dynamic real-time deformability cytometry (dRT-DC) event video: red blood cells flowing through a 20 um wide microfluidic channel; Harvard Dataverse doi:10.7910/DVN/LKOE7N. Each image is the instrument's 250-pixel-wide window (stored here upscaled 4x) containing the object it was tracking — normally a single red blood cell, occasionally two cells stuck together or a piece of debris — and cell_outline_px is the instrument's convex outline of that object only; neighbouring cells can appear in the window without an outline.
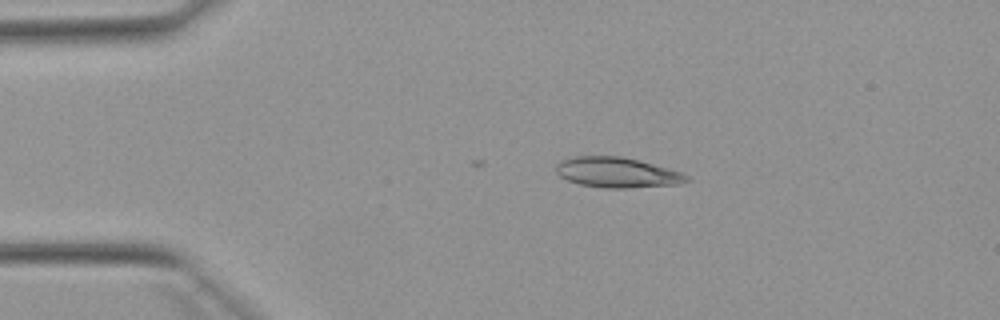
{"species": "Egyptian fruit bat (a non-hibernating species)", "species_latin": "Rousettus aegyptiacus", "temperature_condition": "warm", "stored_images_in_passage": 3, "camera_frame_rate_fps": 3000, "um_per_image_px": 0.085, "animal": {"sex": "female"}, "frame": {"image": 1, "passage_image": 1, "time_ms": 0.0, "image_size_px": [1000, 320], "cell_outline_px": [[692, 180], [680, 184], [628, 188], [604, 188], [580, 184], [568, 180], [560, 176], [556, 172], [556, 164], [560, 160], [576, 156], [624, 156], [640, 160], [684, 172]], "centroid_in_image_um": [52.5, 14.65], "position_along_channel_um": 32.5, "area_um2": 23.35}}